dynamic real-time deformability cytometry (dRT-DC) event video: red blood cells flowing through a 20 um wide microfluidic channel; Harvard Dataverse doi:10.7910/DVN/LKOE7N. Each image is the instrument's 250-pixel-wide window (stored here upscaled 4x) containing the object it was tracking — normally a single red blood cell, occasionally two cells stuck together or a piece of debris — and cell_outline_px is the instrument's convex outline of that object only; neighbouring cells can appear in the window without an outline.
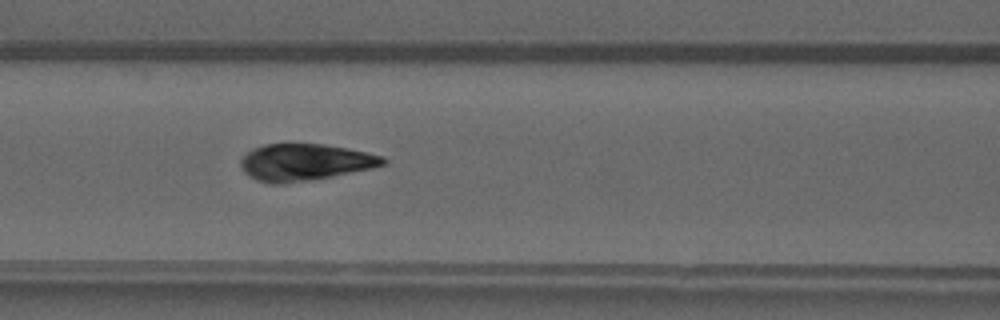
{"species": "common noctule bat (a hibernating species)", "species_latin": "Nyctalus noctula", "temperature_condition": "warm", "stored_images_in_passage": 28, "camera_frame_rate_fps": 3000, "um_per_image_px": 0.085, "animal": {"sex": "male", "forearm_length_mm": 52.5}, "frame": {"image": 1, "passage_image": 10, "time_ms": 3.0, "image_size_px": [1000, 320], "cell_outline_px": [[388, 164], [372, 168], [312, 180], [284, 184], [272, 184], [256, 180], [244, 172], [240, 164], [240, 160], [252, 148], [264, 144], [324, 144], [348, 148], [384, 156], [388, 160]], "centroid_in_image_um": [25.93, 13.79], "position_along_channel_um": 140.7, "area_um2": 30.69}}
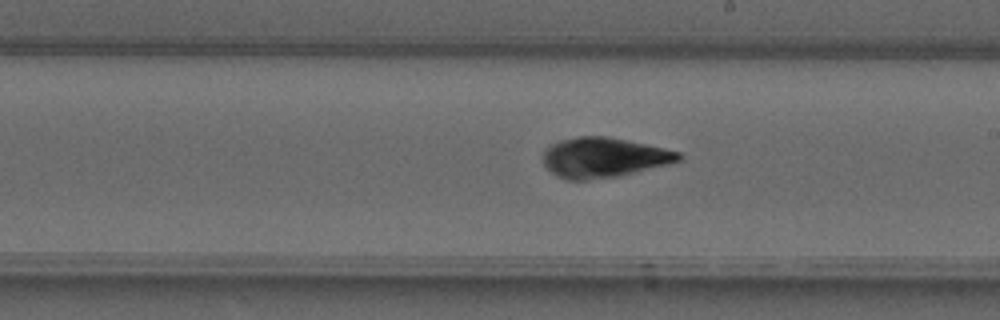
{"frame": {"image": 2, "passage_image": 17, "time_ms": 5.333, "image_size_px": [1000, 320], "cell_outline_px": [[684, 156], [680, 160], [620, 176], [588, 180], [564, 180], [556, 176], [544, 164], [544, 152], [552, 144], [560, 140], [580, 136], [608, 136], [664, 148], [680, 152]], "centroid_in_image_um": [51.31, 13.39], "position_along_channel_um": 237.7, "area_um2": 31.33}}
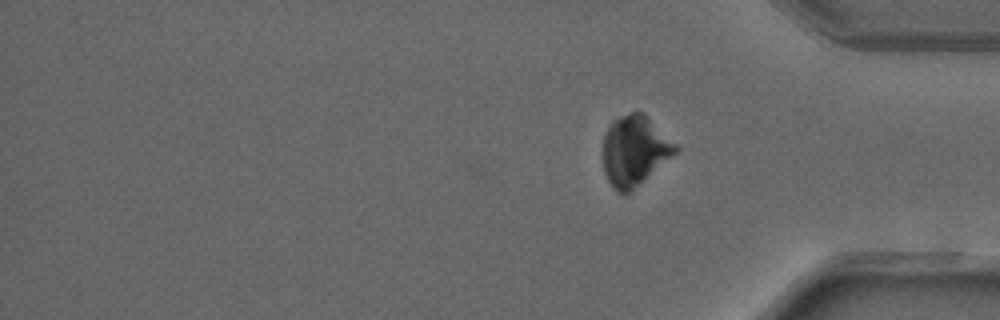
{"frame": {"image": 3, "passage_image": 28, "time_ms": 9.0, "image_size_px": [1000, 320], "cell_outline_px": [[680, 148], [676, 152], [628, 192], [616, 192], [612, 188], [604, 172], [604, 136], [608, 124], [612, 120], [620, 116], [632, 112], [644, 112]], "centroid_in_image_um": [53.91, 12.75], "position_along_channel_um": 381.3, "area_um2": 29.02}}